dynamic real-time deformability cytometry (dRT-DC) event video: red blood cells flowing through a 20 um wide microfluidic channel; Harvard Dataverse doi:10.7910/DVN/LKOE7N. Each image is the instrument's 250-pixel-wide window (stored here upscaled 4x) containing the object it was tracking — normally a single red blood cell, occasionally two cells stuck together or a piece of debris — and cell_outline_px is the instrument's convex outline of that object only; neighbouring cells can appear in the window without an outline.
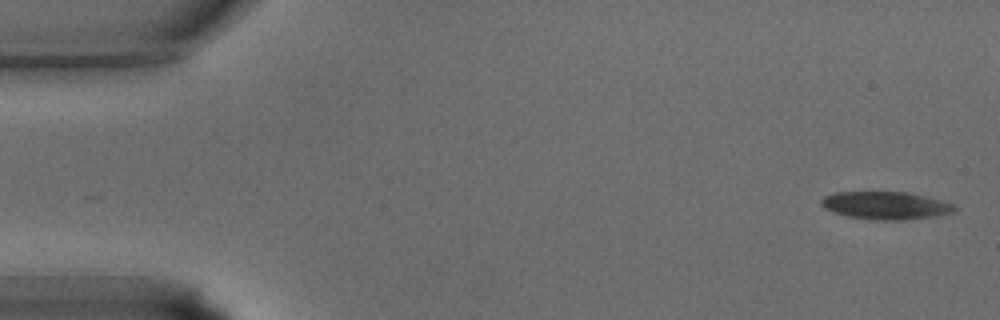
{"species": "common noctule bat (a hibernating species)", "species_latin": "Nyctalus noctula", "temperature_condition": "warm", "stored_images_in_passage": 37, "camera_frame_rate_fps": 3000, "um_per_image_px": 0.085, "animal": {"sex": "male", "body_mass_g": 15.6}, "frame": {"image": 1, "passage_image": 1, "time_ms": 0.0, "image_size_px": [1000, 320], "cell_outline_px": [[956, 212], [932, 216], [904, 220], [880, 220], [848, 216], [824, 208], [820, 204], [820, 200], [824, 196], [836, 192], [908, 192], [940, 200], [952, 204], [956, 208]], "centroid_in_image_um": [75.27, 17.46], "position_along_channel_um": 9.7, "area_um2": 21.27}}
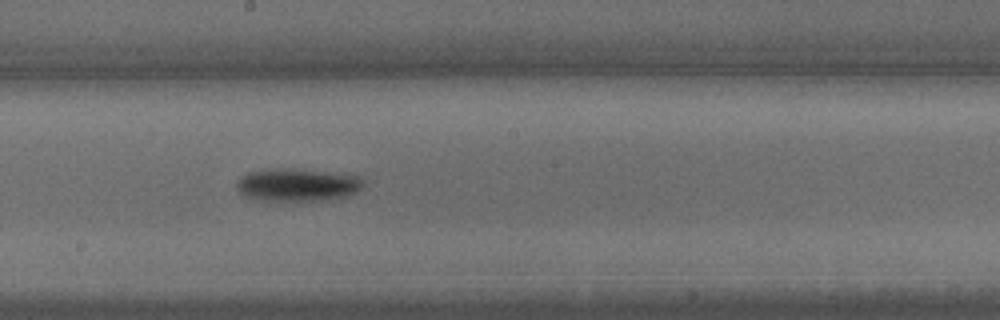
{"frame": {"image": 2, "passage_image": 20, "time_ms": 6.333, "image_size_px": [1000, 320], "cell_outline_px": [[364, 184], [356, 192], [344, 196], [328, 200], [260, 200], [244, 196], [236, 188], [236, 180], [240, 176], [248, 172], [264, 168], [292, 168], [356, 176], [364, 180]], "centroid_in_image_um": [25.19, 15.7], "position_along_channel_um": 223.0, "area_um2": 24.16}}
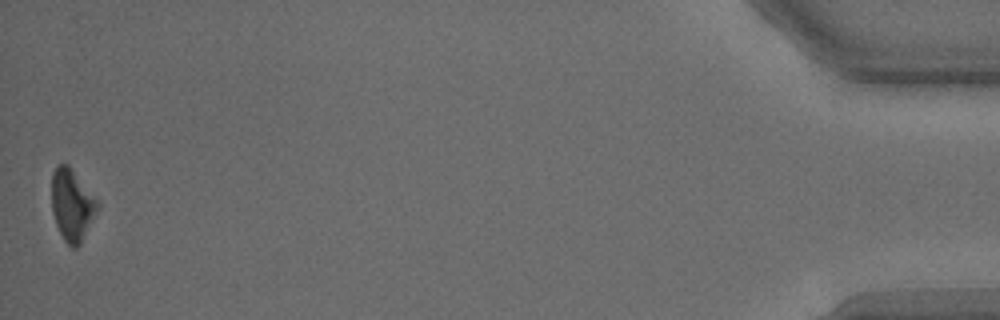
{"frame": {"image": 3, "passage_image": 37, "time_ms": 12.0, "image_size_px": [1000, 320], "cell_outline_px": [[100, 208], [80, 244], [76, 248], [72, 248], [64, 240], [56, 224], [52, 212], [52, 172], [60, 164], [68, 164], [100, 204]], "centroid_in_image_um": [6.13, 17.44], "position_along_channel_um": 429.1, "area_um2": 19.02}}